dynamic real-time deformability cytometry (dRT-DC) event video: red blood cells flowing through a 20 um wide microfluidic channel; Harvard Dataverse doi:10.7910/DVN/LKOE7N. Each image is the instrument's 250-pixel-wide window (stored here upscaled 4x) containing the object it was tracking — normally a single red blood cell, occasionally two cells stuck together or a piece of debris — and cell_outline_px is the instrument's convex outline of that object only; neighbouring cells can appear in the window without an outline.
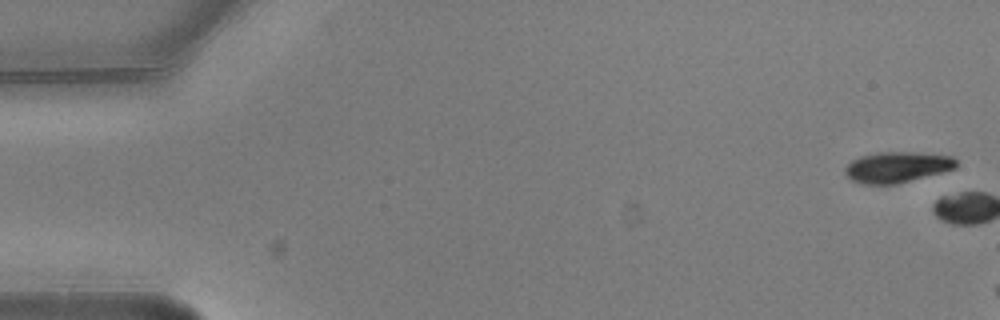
{"species": "common noctule bat (a hibernating species)", "species_latin": "Nyctalus noctula", "temperature_condition": "warm", "stored_images_in_passage": 4, "camera_frame_rate_fps": 3000, "um_per_image_px": 0.085, "animal": {"sex": "male", "body_mass_g": 20.5, "forearm_length_mm": 52.5}, "frame": {"image": 1, "passage_image": 1, "time_ms": 0.0, "image_size_px": [1000, 320], "cell_outline_px": [[956, 168], [896, 184], [860, 184], [852, 180], [844, 172], [844, 168], [852, 160], [860, 156], [880, 152], [920, 152], [952, 156], [956, 160]], "centroid_in_image_um": [76.23, 14.2], "position_along_channel_um": 8.8, "area_um2": 19.88}}